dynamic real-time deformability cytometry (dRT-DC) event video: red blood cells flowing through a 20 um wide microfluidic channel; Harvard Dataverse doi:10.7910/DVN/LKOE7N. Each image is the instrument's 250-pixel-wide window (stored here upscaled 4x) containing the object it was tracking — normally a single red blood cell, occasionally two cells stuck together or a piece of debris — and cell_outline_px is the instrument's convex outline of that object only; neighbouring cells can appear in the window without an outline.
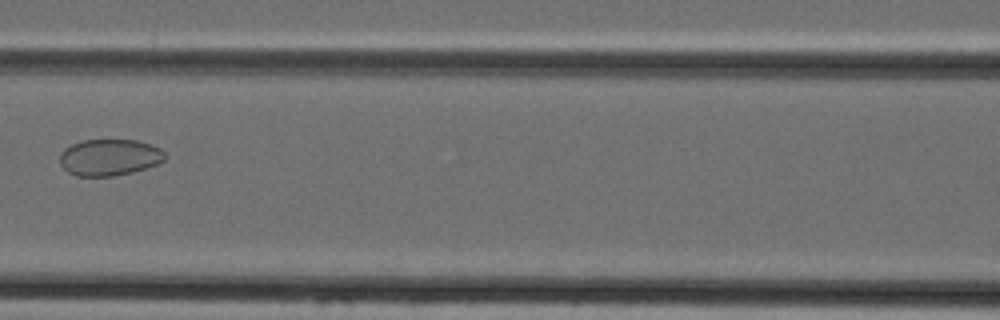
{"species": "Egyptian fruit bat (a non-hibernating species)", "species_latin": "Rousettus aegyptiacus", "temperature_condition": "cold", "stored_images_in_passage": 5, "camera_frame_rate_fps": 3000, "um_per_image_px": 0.085, "animal": {"sex": "female"}, "frame": {"image": 1, "passage_image": 5, "time_ms": 4.667, "image_size_px": [1000, 320], "cell_outline_px": [[164, 160], [156, 164], [132, 172], [112, 176], [76, 176], [68, 172], [60, 164], [60, 152], [64, 148], [80, 140], [136, 140], [152, 144], [160, 148], [164, 152]], "centroid_in_image_um": [9.27, 13.36], "position_along_channel_um": 157.3, "area_um2": 22.37}}